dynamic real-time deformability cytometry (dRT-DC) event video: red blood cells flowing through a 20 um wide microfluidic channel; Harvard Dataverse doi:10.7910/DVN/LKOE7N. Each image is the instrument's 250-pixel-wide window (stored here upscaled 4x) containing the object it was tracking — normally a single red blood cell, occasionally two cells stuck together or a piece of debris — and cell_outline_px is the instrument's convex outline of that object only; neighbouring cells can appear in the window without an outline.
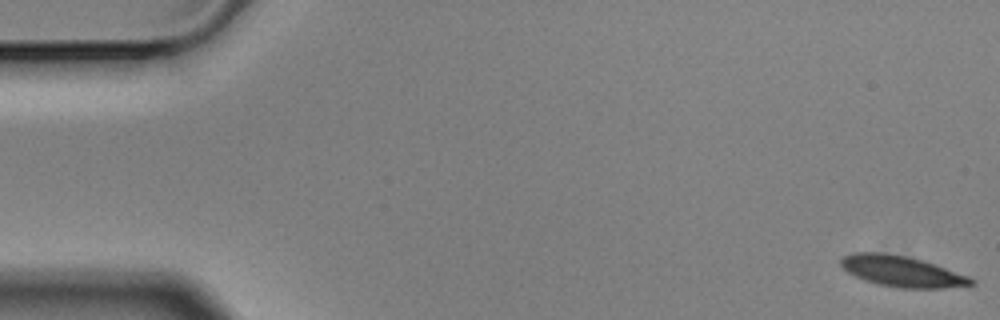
{"species": "Egyptian fruit bat (a non-hibernating species)", "species_latin": "Rousettus aegyptiacus", "temperature_condition": "cold", "stored_images_in_passage": 7, "camera_frame_rate_fps": 3000, "um_per_image_px": 0.085, "animal": {"sex": "male"}, "frame": {"image": 1, "passage_image": 1, "time_ms": 0.0, "image_size_px": [1000, 320], "cell_outline_px": [[976, 284], [944, 288], [900, 288], [880, 284], [864, 280], [848, 272], [840, 264], [840, 260], [844, 256], [852, 252], [876, 252], [904, 256], [920, 260], [968, 276], [976, 280]], "centroid_in_image_um": [76.64, 23.07], "position_along_channel_um": 8.4, "area_um2": 22.95}}